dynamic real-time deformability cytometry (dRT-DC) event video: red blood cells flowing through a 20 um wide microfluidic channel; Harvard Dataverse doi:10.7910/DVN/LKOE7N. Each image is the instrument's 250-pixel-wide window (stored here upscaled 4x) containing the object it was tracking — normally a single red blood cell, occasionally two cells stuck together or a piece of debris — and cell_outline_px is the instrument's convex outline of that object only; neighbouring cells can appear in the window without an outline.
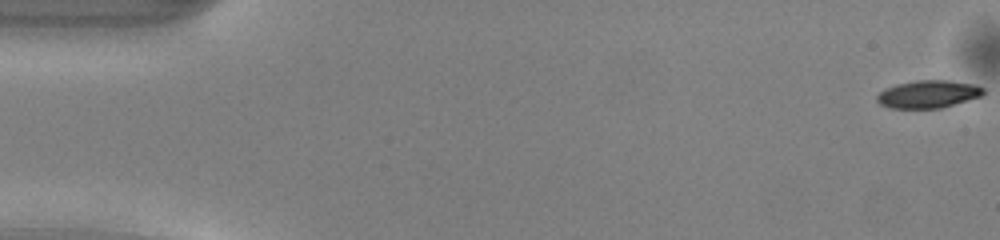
{"species": "common noctule bat (a hibernating species)", "species_latin": "Nyctalus noctula", "temperature_condition": "warm", "stored_images_in_passage": 50, "camera_frame_rate_fps": 3000, "um_per_image_px": 0.085, "animal": {"sex": "male", "body_mass_g": 13.0, "forearm_length_mm": 53.1}, "frame": {"image": 1, "passage_image": 1, "time_ms": 0.0, "image_size_px": [1000, 240], "cell_outline_px": [[984, 92], [980, 96], [940, 108], [888, 108], [880, 104], [876, 100], [876, 96], [884, 88], [896, 84], [916, 80], [948, 80], [976, 84], [984, 88]], "centroid_in_image_um": [78.86, 7.99], "position_along_channel_um": 6.1, "area_um2": 17.17}}
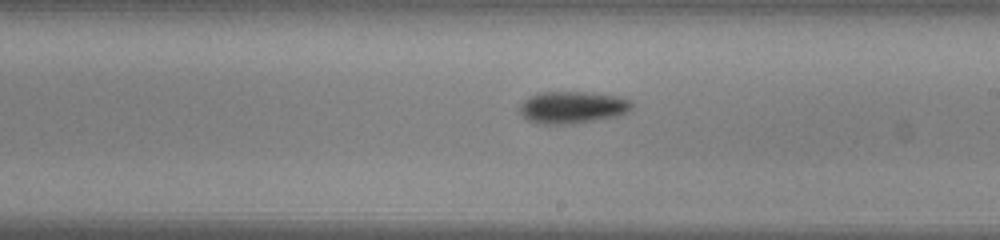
{"frame": {"image": 2, "passage_image": 29, "time_ms": 9.333, "image_size_px": [1000, 240], "cell_outline_px": [[632, 108], [628, 112], [616, 116], [572, 124], [536, 124], [528, 120], [520, 112], [520, 104], [528, 96], [540, 92], [588, 92], [620, 96], [628, 100], [632, 104]], "centroid_in_image_um": [48.63, 9.12], "position_along_channel_um": 240.4, "area_um2": 21.04}}
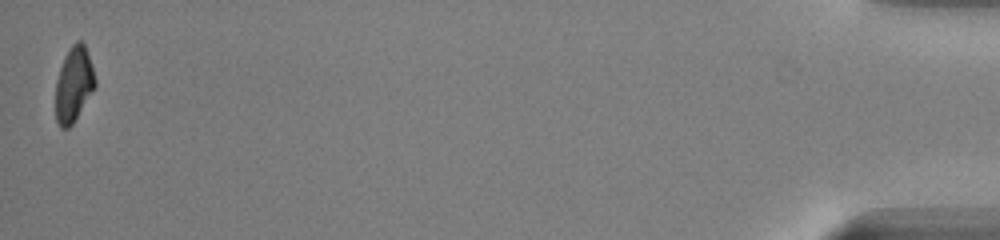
{"frame": {"image": 3, "passage_image": 50, "time_ms": 16.333, "image_size_px": [1000, 240], "cell_outline_px": [[96, 84], [72, 124], [68, 128], [60, 128], [56, 120], [56, 80], [64, 56], [72, 44], [76, 40], [80, 40], [84, 44], [96, 80]], "centroid_in_image_um": [6.24, 7.16], "position_along_channel_um": 429.0, "area_um2": 16.88}, "authors_computed_cell_mechanics": {"area_um2": 18.6983, "velocity_mm_per_s": 4.1271, "shape_relaxation_time_tau1_ms": 1.9657, "shape_relaxation_time_tau2_ms": null, "deformation_change_tau1": 0.125, "deformation_change_tau2": null}}